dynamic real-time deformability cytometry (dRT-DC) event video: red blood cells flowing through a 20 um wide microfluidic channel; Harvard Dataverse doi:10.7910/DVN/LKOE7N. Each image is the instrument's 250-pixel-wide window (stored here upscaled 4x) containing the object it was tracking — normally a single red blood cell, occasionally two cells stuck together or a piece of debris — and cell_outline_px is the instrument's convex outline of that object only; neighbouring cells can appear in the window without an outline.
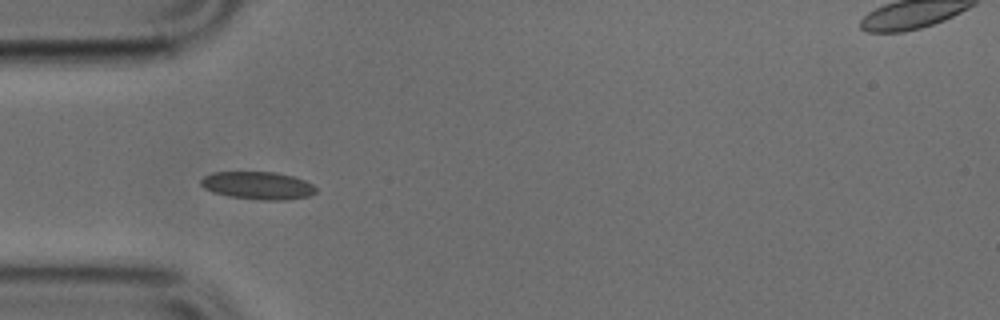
{"species": "common noctule bat (a hibernating species)", "species_latin": "Nyctalus noctula", "temperature_condition": "cold", "stored_images_in_passage": 36, "camera_frame_rate_fps": 3000, "um_per_image_px": 0.085, "animal": {"sex": "male", "body_mass_g": 17.9, "forearm_length_mm": 54.2}, "frame": {"image": 1, "passage_image": 1, "time_ms": 0.0, "image_size_px": [1000, 320], "cell_outline_px": [[316, 192], [308, 196], [288, 200], [260, 200], [228, 196], [212, 192], [204, 188], [200, 184], [200, 180], [204, 176], [212, 172], [276, 172], [292, 176], [304, 180], [312, 184], [316, 188]], "centroid_in_image_um": [21.9, 15.77], "position_along_channel_um": 63.1, "area_um2": 18.67}}
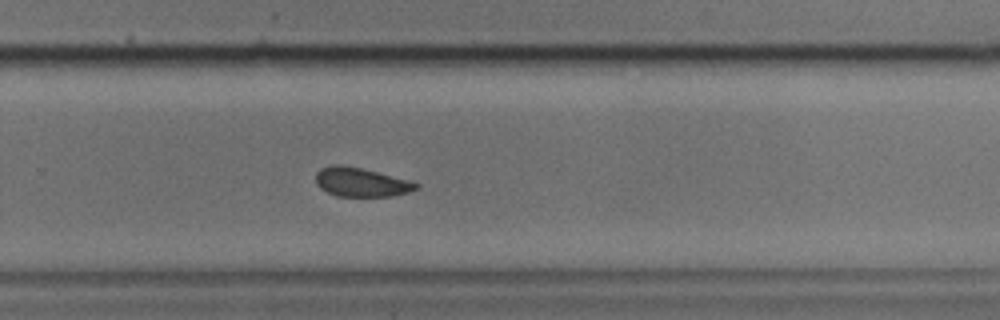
{"frame": {"image": 2, "passage_image": 19, "time_ms": 6.0, "image_size_px": [1000, 320], "cell_outline_px": [[420, 188], [408, 192], [392, 196], [336, 196], [320, 188], [316, 184], [316, 172], [320, 168], [332, 164], [340, 164], [360, 168], [408, 180], [420, 184]], "centroid_in_image_um": [30.67, 15.48], "position_along_channel_um": 299.1, "area_um2": 16.88}}
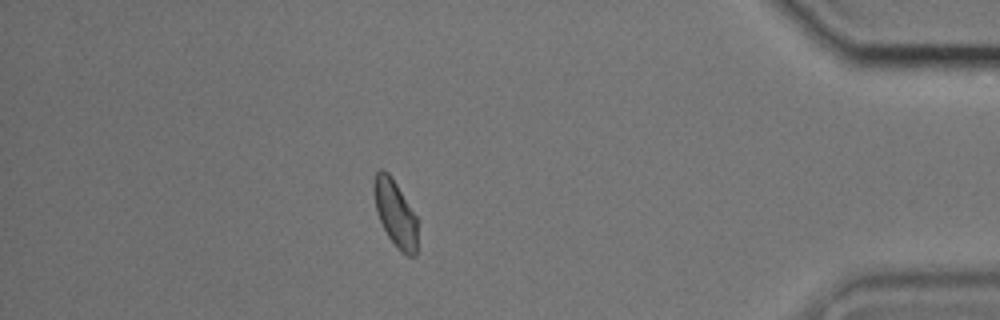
{"frame": {"image": 3, "passage_image": 30, "time_ms": 9.667, "image_size_px": [1000, 320], "cell_outline_px": [[416, 256], [404, 256], [396, 248], [388, 236], [376, 212], [372, 192], [372, 184], [376, 172], [380, 168], [384, 168], [388, 172], [396, 184], [416, 216]], "centroid_in_image_um": [33.55, 18.12], "position_along_channel_um": 401.6, "area_um2": 16.99}}